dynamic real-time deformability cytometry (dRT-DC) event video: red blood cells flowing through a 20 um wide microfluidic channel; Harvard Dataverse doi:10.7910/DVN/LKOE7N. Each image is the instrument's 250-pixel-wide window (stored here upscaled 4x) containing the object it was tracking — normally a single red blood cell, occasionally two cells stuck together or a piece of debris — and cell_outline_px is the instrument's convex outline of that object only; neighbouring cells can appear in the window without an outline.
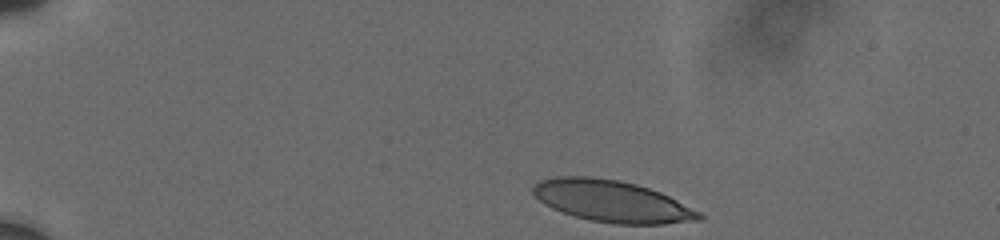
{"species": "human", "species_latin": "Homo sapiens", "temperature_condition": "cold", "stored_images_in_passage": 77, "camera_frame_rate_fps": 3000, "um_per_image_px": 0.085, "donor": {"sex": "male"}, "frame": {"image": 1, "passage_image": 1, "time_ms": 0.0, "image_size_px": [1000, 240], "cell_outline_px": [[704, 220], [664, 224], [616, 224], [592, 220], [576, 216], [552, 208], [544, 204], [532, 192], [532, 188], [540, 180], [560, 176], [588, 176], [616, 180], [636, 184], [660, 192], [700, 212], [704, 216]], "centroid_in_image_um": [52.04, 17.11], "position_along_channel_um": 33.0, "area_um2": 39.94}}
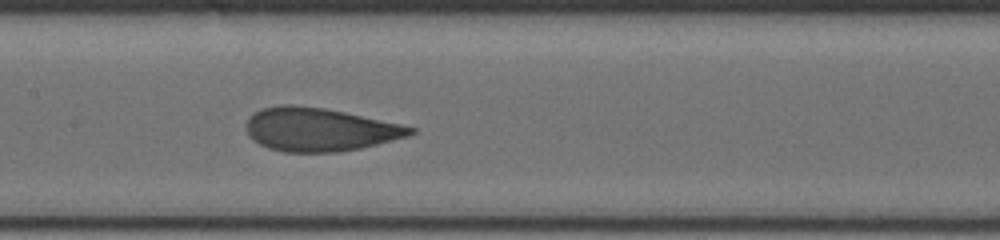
{"frame": {"image": 2, "passage_image": 44, "time_ms": 6.333, "image_size_px": [1000, 240], "cell_outline_px": [[416, 132], [408, 136], [360, 148], [336, 152], [284, 152], [268, 148], [252, 140], [248, 136], [248, 120], [256, 112], [264, 108], [324, 108], [344, 112], [400, 124], [416, 128]], "centroid_in_image_um": [27.22, 11.06], "position_along_channel_um": 180.2, "area_um2": 40.0}}
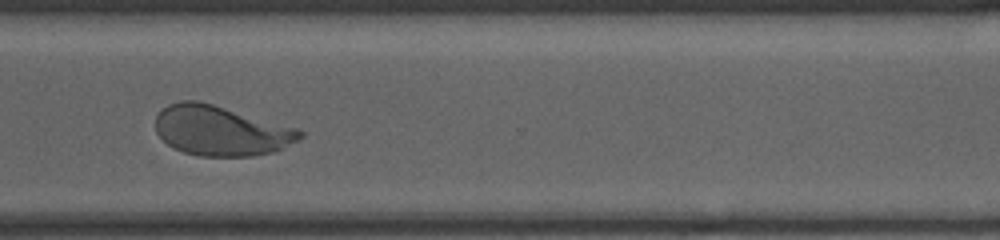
{"frame": {"image": 3, "passage_image": 76, "time_ms": 11.0, "image_size_px": [1000, 240], "cell_outline_px": [[304, 136], [272, 152], [252, 156], [196, 156], [184, 152], [168, 144], [156, 132], [156, 116], [168, 104], [180, 100], [200, 100], [296, 128], [304, 132]], "centroid_in_image_um": [18.74, 11.1], "position_along_channel_um": 351.9, "area_um2": 41.67}}